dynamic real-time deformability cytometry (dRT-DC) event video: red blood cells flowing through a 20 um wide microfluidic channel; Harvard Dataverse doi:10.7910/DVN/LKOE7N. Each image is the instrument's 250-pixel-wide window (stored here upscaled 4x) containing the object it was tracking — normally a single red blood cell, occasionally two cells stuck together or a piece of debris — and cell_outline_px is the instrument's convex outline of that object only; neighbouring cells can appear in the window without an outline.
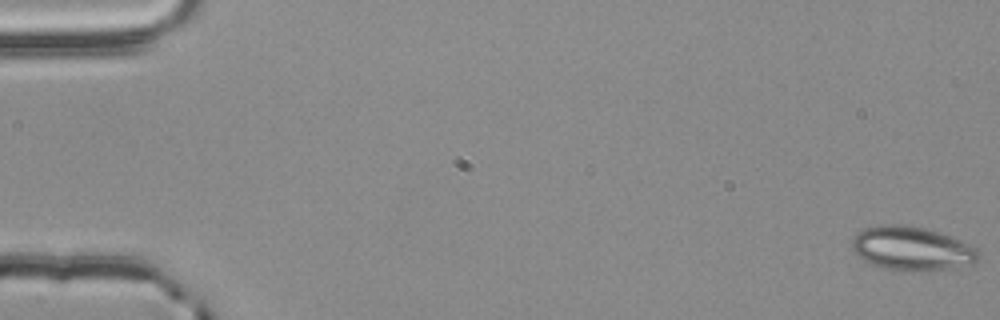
{"species": "common noctule bat (a hibernating species)", "species_latin": "Nyctalus noctula", "temperature_condition": "room temperature", "stored_images_in_passage": 18, "camera_frame_rate_fps": 3000, "um_per_image_px": 0.085, "animal": {"sex": "male", "body_mass_g": 20.4}, "frame": {"image": 1, "passage_image": 1, "time_ms": 0.0, "image_size_px": [1000, 320], "cell_outline_px": [[980, 256], [976, 264], [912, 272], [904, 272], [884, 268], [872, 264], [860, 256], [852, 248], [852, 240], [864, 228], [884, 224], [900, 224], [924, 228], [940, 232], [976, 248], [980, 252]], "centroid_in_image_um": [77.53, 21.13], "position_along_channel_um": 7.5, "area_um2": 32.08}}